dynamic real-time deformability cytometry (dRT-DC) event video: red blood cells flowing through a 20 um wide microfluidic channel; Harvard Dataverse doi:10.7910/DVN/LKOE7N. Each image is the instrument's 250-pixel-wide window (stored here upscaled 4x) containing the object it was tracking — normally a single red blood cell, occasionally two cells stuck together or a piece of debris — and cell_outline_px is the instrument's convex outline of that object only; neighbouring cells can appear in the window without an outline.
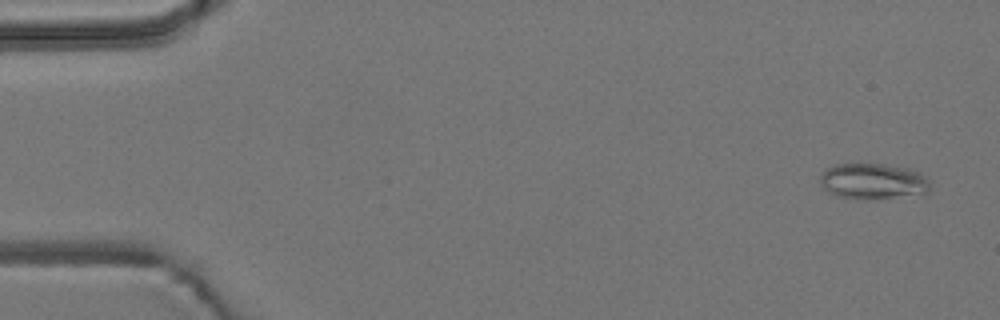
{"species": "common noctule bat (a hibernating species)", "species_latin": "Nyctalus noctula", "temperature_condition": "room temperature", "stored_images_in_passage": 56, "camera_frame_rate_fps": 3000, "um_per_image_px": 0.085, "animal": {"sex": "male", "body_mass_g": 19.2, "forearm_length_mm": 51.8}, "frame": {"image": 1, "passage_image": 3, "time_ms": 0.667, "image_size_px": [1000, 320], "cell_outline_px": [[928, 188], [924, 192], [868, 200], [860, 200], [836, 196], [828, 192], [820, 184], [820, 176], [828, 168], [836, 164], [884, 164], [908, 168], [920, 172], [928, 180]], "centroid_in_image_um": [74.13, 15.4], "position_along_channel_um": 10.9, "area_um2": 22.66}}
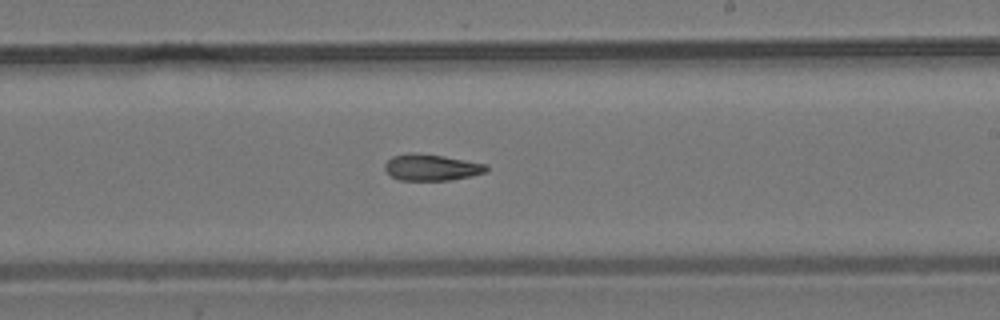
{"frame": {"image": 2, "passage_image": 33, "time_ms": 10.667, "image_size_px": [1000, 320], "cell_outline_px": [[488, 168], [484, 172], [472, 176], [448, 180], [400, 180], [392, 176], [384, 168], [384, 164], [392, 156], [408, 152], [416, 152], [444, 156], [488, 164]], "centroid_in_image_um": [36.67, 14.21], "position_along_channel_um": 252.3, "area_um2": 15.66}}
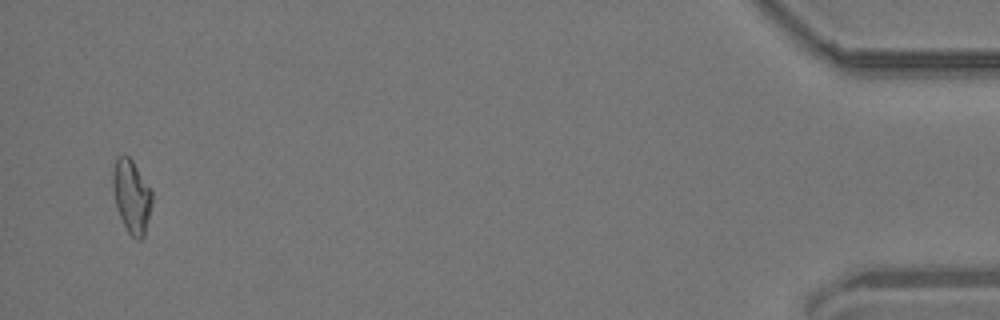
{"frame": {"image": 3, "passage_image": 54, "time_ms": 17.667, "image_size_px": [1000, 320], "cell_outline_px": [[152, 204], [144, 236], [140, 240], [136, 240], [128, 232], [120, 216], [116, 204], [112, 184], [112, 172], [116, 156], [128, 156], [132, 160], [152, 192]], "centroid_in_image_um": [11.18, 16.69], "position_along_channel_um": 424.0, "area_um2": 16.53}}